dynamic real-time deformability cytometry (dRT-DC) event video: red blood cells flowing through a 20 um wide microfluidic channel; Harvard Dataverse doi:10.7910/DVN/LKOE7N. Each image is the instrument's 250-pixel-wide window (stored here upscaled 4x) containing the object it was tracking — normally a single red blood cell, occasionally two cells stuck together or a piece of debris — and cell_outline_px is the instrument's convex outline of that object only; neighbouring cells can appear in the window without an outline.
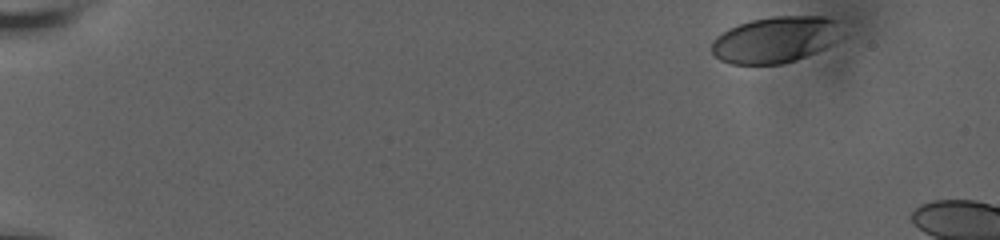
{"species": "human", "species_latin": "Homo sapiens", "temperature_condition": "room temperature", "stored_images_in_passage": 4, "camera_frame_rate_fps": 3000, "um_per_image_px": 0.085, "donor": {"sex": "male"}, "frame": {"image": 1, "passage_image": 1, "time_ms": 0.0, "image_size_px": [1000, 240], "cell_outline_px": [[844, 36], [840, 40], [816, 52], [796, 60], [780, 64], [732, 64], [720, 60], [712, 52], [712, 40], [716, 36], [728, 28], [752, 20], [772, 16], [824, 16], [836, 20]], "centroid_in_image_um": [65.94, 3.36], "position_along_channel_um": 19.1, "area_um2": 35.32}}